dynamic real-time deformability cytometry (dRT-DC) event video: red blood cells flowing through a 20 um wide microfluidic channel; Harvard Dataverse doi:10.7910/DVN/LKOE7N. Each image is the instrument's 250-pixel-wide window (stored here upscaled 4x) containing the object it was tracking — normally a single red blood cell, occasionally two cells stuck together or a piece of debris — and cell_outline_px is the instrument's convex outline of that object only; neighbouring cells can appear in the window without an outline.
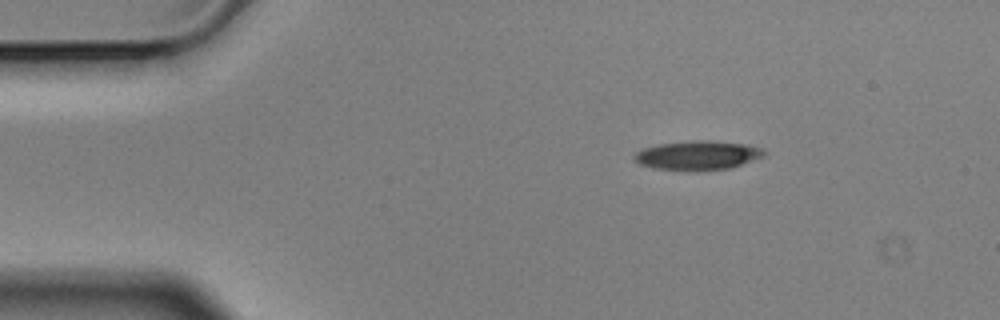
{"species": "Egyptian fruit bat (a non-hibernating species)", "species_latin": "Rousettus aegyptiacus", "temperature_condition": "cold", "stored_images_in_passage": 3, "camera_frame_rate_fps": 3000, "um_per_image_px": 0.085, "animal": {"sex": "male"}, "frame": {"image": 1, "passage_image": 1, "time_ms": 0.0, "image_size_px": [1000, 320], "cell_outline_px": [[768, 152], [764, 156], [732, 168], [696, 172], [692, 172], [652, 168], [640, 164], [632, 160], [632, 156], [636, 152], [644, 148], [660, 144], [696, 140], [708, 140], [748, 144], [764, 148]], "centroid_in_image_um": [59.33, 13.22], "position_along_channel_um": 25.7, "area_um2": 22.66}}